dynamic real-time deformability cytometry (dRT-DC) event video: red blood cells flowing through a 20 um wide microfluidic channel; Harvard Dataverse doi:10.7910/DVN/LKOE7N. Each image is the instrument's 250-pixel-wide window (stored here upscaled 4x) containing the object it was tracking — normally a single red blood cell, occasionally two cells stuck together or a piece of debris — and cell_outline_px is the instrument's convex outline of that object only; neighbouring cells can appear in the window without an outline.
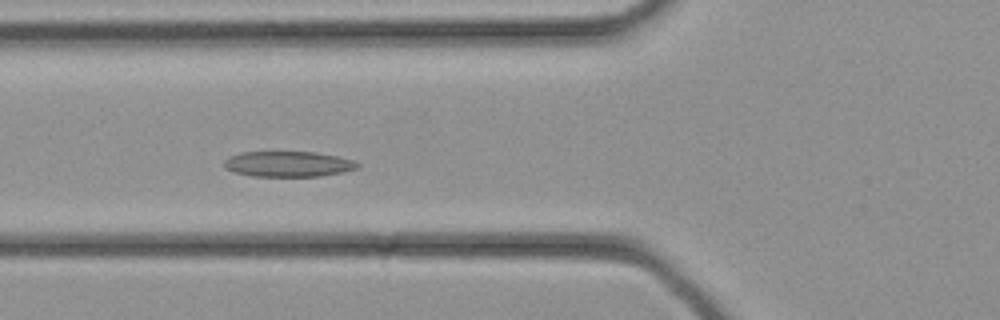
{"species": "common noctule bat (a hibernating species)", "species_latin": "Nyctalus noctula", "temperature_condition": "cold", "stored_images_in_passage": 33, "camera_frame_rate_fps": 3000, "um_per_image_px": 0.085, "animal": {"sex": "female", "body_mass_g": 21.9}, "frame": {"image": 1, "passage_image": 11, "time_ms": 3.333, "image_size_px": [1000, 320], "cell_outline_px": [[360, 164], [356, 168], [344, 172], [320, 176], [252, 176], [232, 172], [224, 168], [224, 160], [228, 156], [240, 152], [316, 152], [356, 160]], "centroid_in_image_um": [24.47, 13.94], "position_along_channel_um": 101.3, "area_um2": 20.0}}
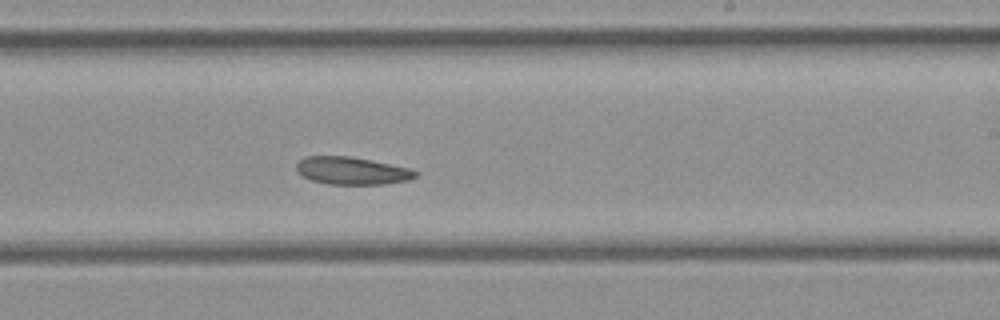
{"frame": {"image": 2, "passage_image": 19, "time_ms": 6.0, "image_size_px": [1000, 320], "cell_outline_px": [[420, 172], [416, 176], [408, 180], [384, 184], [328, 184], [312, 180], [296, 172], [296, 164], [304, 156], [352, 156], [372, 160], [408, 168]], "centroid_in_image_um": [29.9, 14.5], "position_along_channel_um": 259.1, "area_um2": 19.13}}
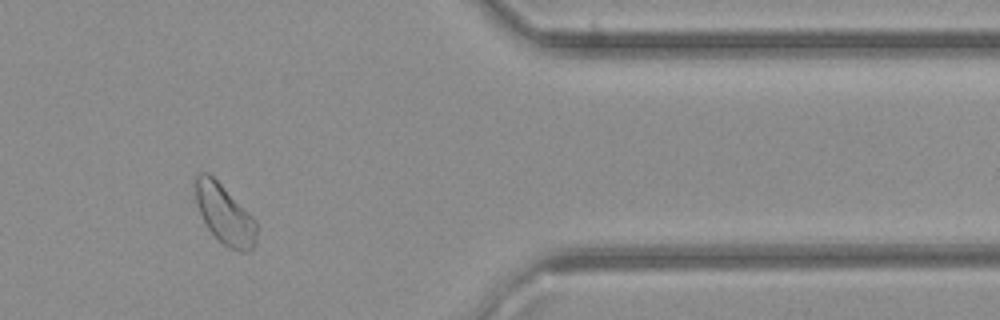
{"frame": {"image": 3, "passage_image": 27, "time_ms": 8.667, "image_size_px": [1000, 320], "cell_outline_px": [[256, 244], [252, 252], [240, 252], [228, 248], [208, 228], [196, 204], [192, 180], [196, 172], [208, 172], [256, 220]], "centroid_in_image_um": [19.06, 18.2], "position_along_channel_um": 392.3, "area_um2": 21.39}}